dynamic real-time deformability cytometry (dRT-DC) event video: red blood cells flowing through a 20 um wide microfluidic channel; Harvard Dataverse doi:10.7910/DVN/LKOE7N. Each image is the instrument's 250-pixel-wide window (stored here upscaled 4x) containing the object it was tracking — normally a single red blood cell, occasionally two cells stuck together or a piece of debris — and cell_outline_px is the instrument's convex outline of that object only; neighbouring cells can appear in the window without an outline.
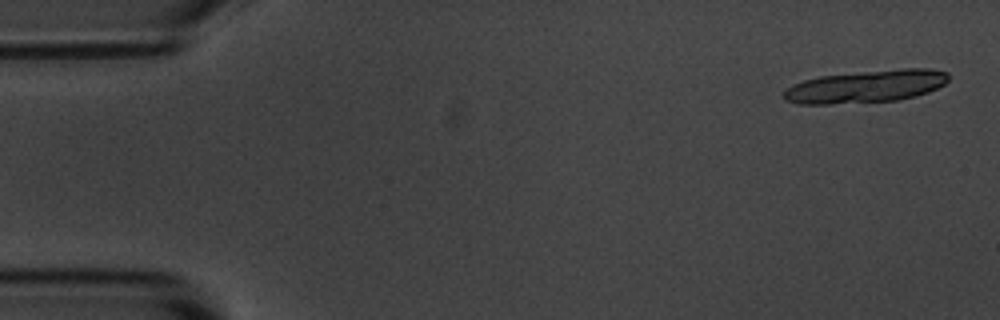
{"species": "common noctule bat (a hibernating species)", "species_latin": "Nyctalus noctula", "temperature_condition": "room temperature", "stored_images_in_passage": 7, "camera_frame_rate_fps": 3000, "um_per_image_px": 0.085, "animal": {"sex": "male", "body_mass_g": 20.1, "forearm_length_mm": 53.5}, "frame": {"image": 1, "passage_image": 1, "time_ms": 0.0, "image_size_px": [1000, 320], "cell_outline_px": [[948, 80], [944, 84], [928, 92], [916, 96], [900, 100], [832, 104], [796, 104], [784, 100], [784, 92], [792, 84], [804, 80], [820, 76], [900, 68], [928, 68], [948, 72]], "centroid_in_image_um": [73.61, 7.35], "position_along_channel_um": 11.4, "area_um2": 31.33}}